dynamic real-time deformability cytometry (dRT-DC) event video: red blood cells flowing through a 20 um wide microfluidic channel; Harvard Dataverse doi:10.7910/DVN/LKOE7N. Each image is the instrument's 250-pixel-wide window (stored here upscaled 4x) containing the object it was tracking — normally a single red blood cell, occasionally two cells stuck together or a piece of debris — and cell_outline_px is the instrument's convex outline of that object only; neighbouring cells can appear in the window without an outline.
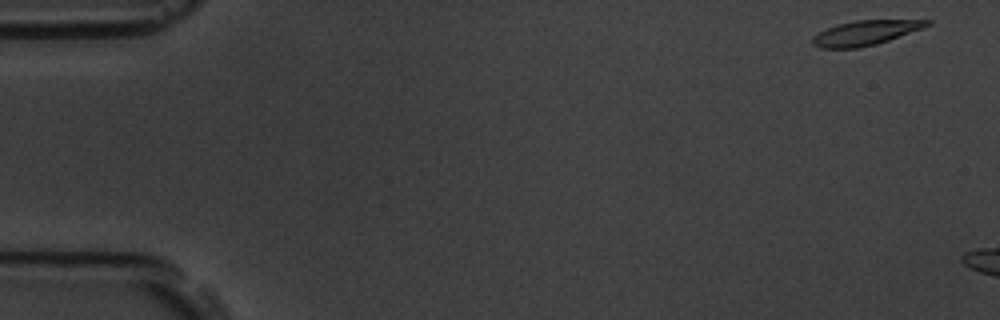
{"species": "common noctule bat (a hibernating species)", "species_latin": "Nyctalus noctula", "temperature_condition": "room temperature", "stored_images_in_passage": 3, "camera_frame_rate_fps": 3000, "um_per_image_px": 0.085, "animal": {"sex": "male", "body_mass_g": 19.5, "forearm_length_mm": 54.6}, "frame": {"image": 1, "passage_image": 1, "time_ms": 0.0, "image_size_px": [1000, 320], "cell_outline_px": [[932, 24], [924, 28], [876, 44], [856, 48], [820, 48], [812, 44], [812, 36], [836, 24], [856, 20], [932, 20]], "centroid_in_image_um": [73.57, 2.79], "position_along_channel_um": 11.4, "area_um2": 16.42}}